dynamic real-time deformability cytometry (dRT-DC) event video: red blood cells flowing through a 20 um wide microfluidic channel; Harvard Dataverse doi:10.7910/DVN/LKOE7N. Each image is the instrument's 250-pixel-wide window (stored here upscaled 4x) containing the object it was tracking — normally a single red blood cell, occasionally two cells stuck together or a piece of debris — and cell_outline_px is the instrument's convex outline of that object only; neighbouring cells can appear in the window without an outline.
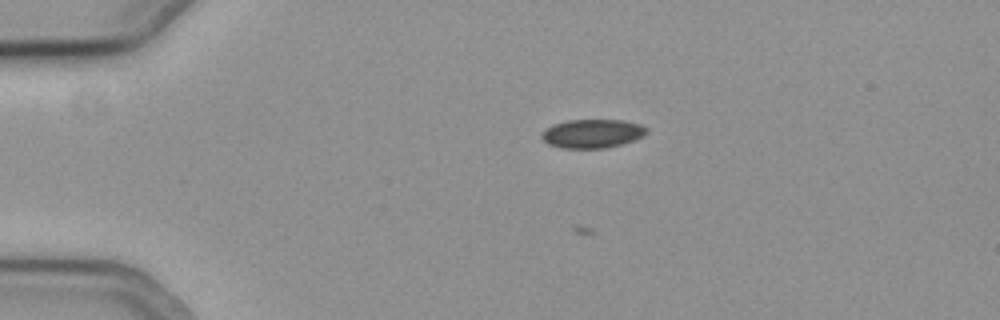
{"species": "common noctule bat (a hibernating species)", "species_latin": "Nyctalus noctula", "temperature_condition": "cold", "stored_images_in_passage": 58, "camera_frame_rate_fps": 3000, "um_per_image_px": 0.085, "animal": {"sex": "female", "body_mass_g": 19.3, "forearm_length_mm": 54.1}, "frame": {"image": 1, "passage_image": 14, "time_ms": 4.333, "image_size_px": [1000, 320], "cell_outline_px": [[648, 128], [640, 136], [632, 140], [620, 144], [604, 148], [564, 148], [548, 144], [540, 136], [552, 124], [568, 120], [624, 120], [640, 124]], "centroid_in_image_um": [50.31, 11.34], "position_along_channel_um": 34.7, "area_um2": 17.22}}
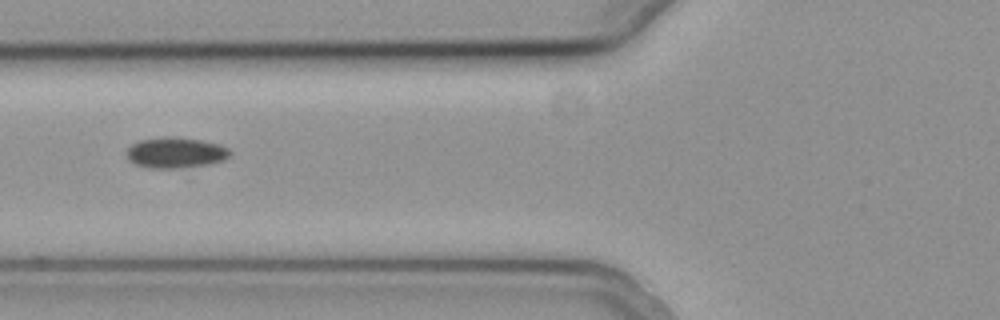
{"frame": {"image": 2, "passage_image": 24, "time_ms": 7.667, "image_size_px": [1000, 320], "cell_outline_px": [[232, 152], [224, 160], [208, 164], [176, 168], [148, 168], [136, 164], [128, 160], [128, 148], [132, 144], [140, 140], [164, 136], [176, 136], [200, 140], [220, 144], [228, 148]], "centroid_in_image_um": [14.93, 12.96], "position_along_channel_um": 110.9, "area_um2": 18.5}}
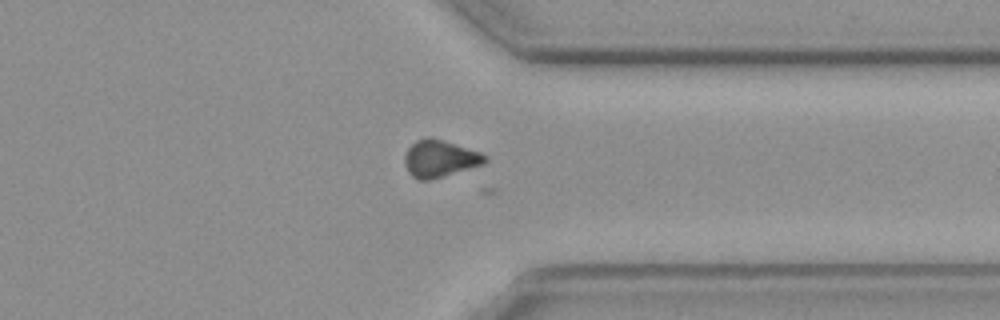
{"frame": {"image": 3, "passage_image": 45, "time_ms": 14.667, "image_size_px": [1000, 320], "cell_outline_px": [[488, 160], [484, 164], [444, 176], [428, 180], [416, 180], [408, 172], [404, 164], [404, 156], [408, 148], [416, 140], [428, 136], [444, 140], [480, 152], [488, 156]], "centroid_in_image_um": [37.37, 13.48], "position_along_channel_um": 374.0, "area_um2": 17.51}}